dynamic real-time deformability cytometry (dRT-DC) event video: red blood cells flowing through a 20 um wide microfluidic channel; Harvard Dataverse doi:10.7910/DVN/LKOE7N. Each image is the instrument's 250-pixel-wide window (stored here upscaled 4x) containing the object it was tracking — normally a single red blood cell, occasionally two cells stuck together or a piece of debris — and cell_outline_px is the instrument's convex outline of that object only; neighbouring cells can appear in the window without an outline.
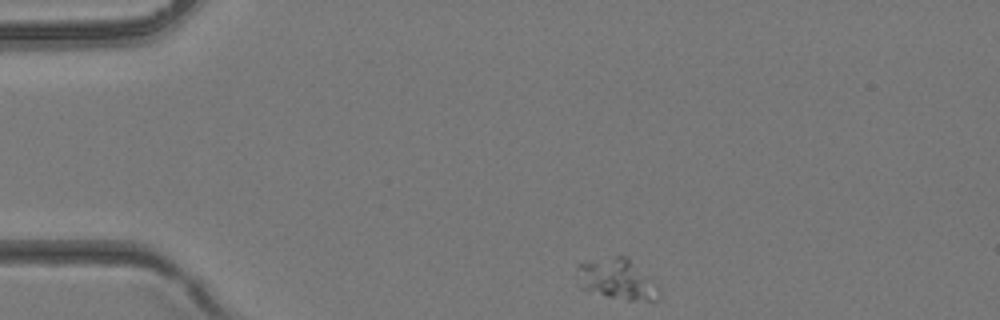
{"species": "common noctule bat (a hibernating species)", "species_latin": "Nyctalus noctula", "temperature_condition": "room temperature", "stored_images_in_passage": 29, "camera_frame_rate_fps": 3000, "um_per_image_px": 0.085, "animal": {"sex": "female", "body_mass_g": 24.6, "forearm_length_mm": 56.2}, "frame": {"image": 1, "passage_image": 1, "time_ms": 0.0, "image_size_px": [1000, 320], "cell_outline_px": [[660, 300], [628, 300], [608, 296], [580, 288], [576, 284], [576, 264], [616, 256], [624, 256], [656, 284], [660, 288]], "centroid_in_image_um": [52.4, 23.76], "position_along_channel_um": 32.6, "area_um2": 19.13}}
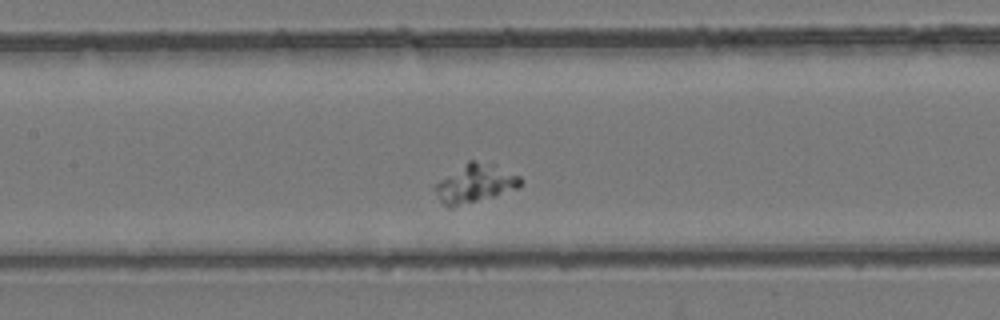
{"frame": {"image": 2, "passage_image": 12, "time_ms": 3.667, "image_size_px": [1000, 320], "cell_outline_px": [[520, 188], [452, 208], [448, 208], [440, 200], [432, 188], [440, 180], [468, 160], [472, 160], [496, 164], [520, 176]], "centroid_in_image_um": [40.38, 15.59], "position_along_channel_um": 167.0, "area_um2": 19.07}}
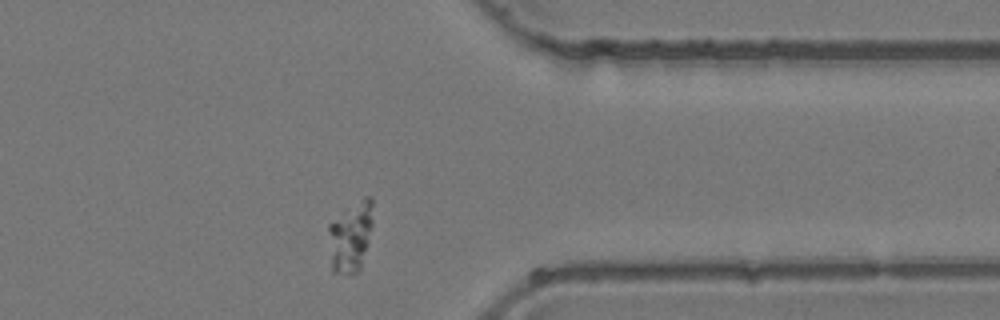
{"frame": {"image": 3, "passage_image": 25, "time_ms": 8.0, "image_size_px": [1000, 320], "cell_outline_px": [[372, 224], [360, 268], [356, 272], [332, 272], [328, 228], [328, 224], [364, 196], [372, 196]], "centroid_in_image_um": [29.79, 20.07], "position_along_channel_um": 381.6, "area_um2": 17.57}}